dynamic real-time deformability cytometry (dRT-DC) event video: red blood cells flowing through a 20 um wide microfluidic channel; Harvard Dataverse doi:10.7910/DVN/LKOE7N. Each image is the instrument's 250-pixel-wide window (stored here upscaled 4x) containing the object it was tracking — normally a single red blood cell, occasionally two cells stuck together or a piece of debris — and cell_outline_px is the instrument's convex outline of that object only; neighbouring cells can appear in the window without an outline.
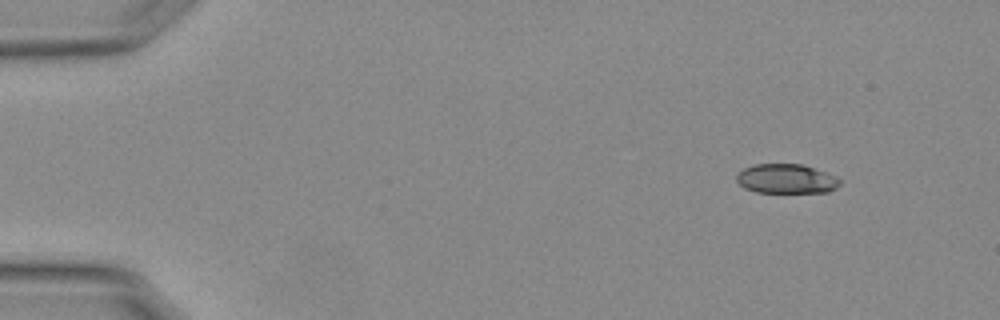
{"species": "Egyptian fruit bat (a non-hibernating species)", "species_latin": "Rousettus aegyptiacus", "temperature_condition": "warm", "stored_images_in_passage": 50, "camera_frame_rate_fps": 3000, "um_per_image_px": 0.085, "animal": {"sex": "female"}, "frame": {"image": 1, "passage_image": 1, "time_ms": 0.0, "image_size_px": [1000, 320], "cell_outline_px": [[844, 180], [836, 188], [828, 192], [756, 192], [744, 188], [736, 180], [736, 172], [752, 164], [800, 164], [836, 176]], "centroid_in_image_um": [66.82, 15.2], "position_along_channel_um": 18.2, "area_um2": 17.8}}
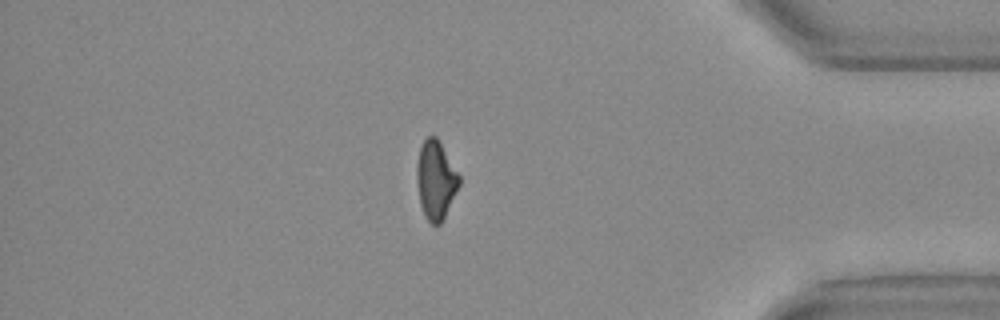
{"frame": {"image": 2, "passage_image": 42, "time_ms": 13.667, "image_size_px": [1000, 320], "cell_outline_px": [[460, 184], [440, 224], [432, 224], [428, 220], [420, 204], [416, 180], [416, 164], [420, 148], [424, 140], [428, 136], [436, 136], [460, 176]], "centroid_in_image_um": [37.02, 15.28], "position_along_channel_um": 398.2, "area_um2": 19.07}}
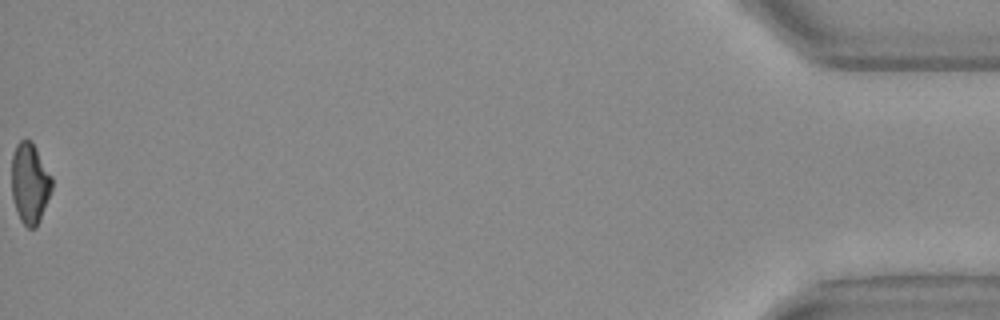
{"frame": {"image": 3, "passage_image": 50, "time_ms": 16.333, "image_size_px": [1000, 320], "cell_outline_px": [[52, 188], [40, 220], [36, 228], [28, 228], [20, 220], [16, 212], [12, 196], [12, 156], [16, 144], [20, 140], [32, 140], [52, 176]], "centroid_in_image_um": [2.53, 15.57], "position_along_channel_um": 432.7, "area_um2": 19.02}, "authors_computed_cell_mechanics": {"area_um2": 19.5364, "velocity_mm_per_s": 3.8015, "shape_relaxation_time_tau1_ms": 5.6362, "shape_relaxation_time_tau2_ms": 2.0336, "deformation_change_tau1": 0.1924, "deformation_change_tau2": 0.0871}}